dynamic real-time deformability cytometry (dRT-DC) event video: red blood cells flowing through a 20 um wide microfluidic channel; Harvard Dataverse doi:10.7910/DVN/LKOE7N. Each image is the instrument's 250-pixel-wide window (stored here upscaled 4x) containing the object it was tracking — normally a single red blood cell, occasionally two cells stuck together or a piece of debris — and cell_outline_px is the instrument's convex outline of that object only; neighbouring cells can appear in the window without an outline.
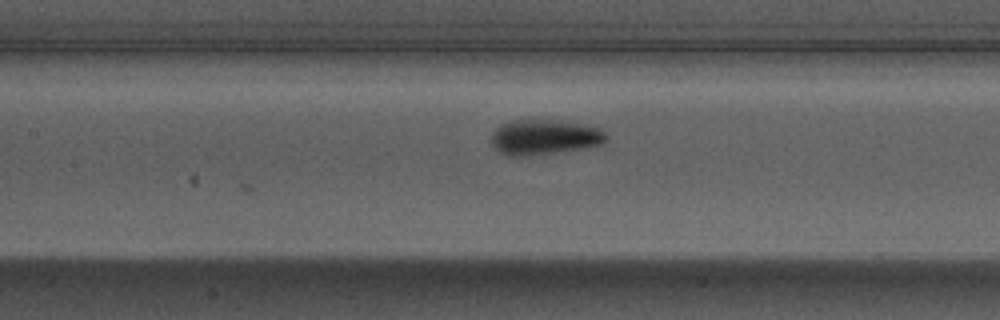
{"species": "Egyptian fruit bat (a non-hibernating species)", "species_latin": "Rousettus aegyptiacus", "temperature_condition": "warm", "stored_images_in_passage": 10, "camera_frame_rate_fps": 3000, "um_per_image_px": 0.085, "animal": {"sex": "male"}, "frame": {"image": 1, "passage_image": 10, "time_ms": 3.0, "image_size_px": [1000, 320], "cell_outline_px": [[608, 136], [600, 144], [580, 148], [524, 156], [508, 156], [500, 152], [492, 144], [492, 132], [500, 124], [512, 120], [560, 120], [600, 128]], "centroid_in_image_um": [46.22, 11.64], "position_along_channel_um": 161.2, "area_um2": 23.12}}